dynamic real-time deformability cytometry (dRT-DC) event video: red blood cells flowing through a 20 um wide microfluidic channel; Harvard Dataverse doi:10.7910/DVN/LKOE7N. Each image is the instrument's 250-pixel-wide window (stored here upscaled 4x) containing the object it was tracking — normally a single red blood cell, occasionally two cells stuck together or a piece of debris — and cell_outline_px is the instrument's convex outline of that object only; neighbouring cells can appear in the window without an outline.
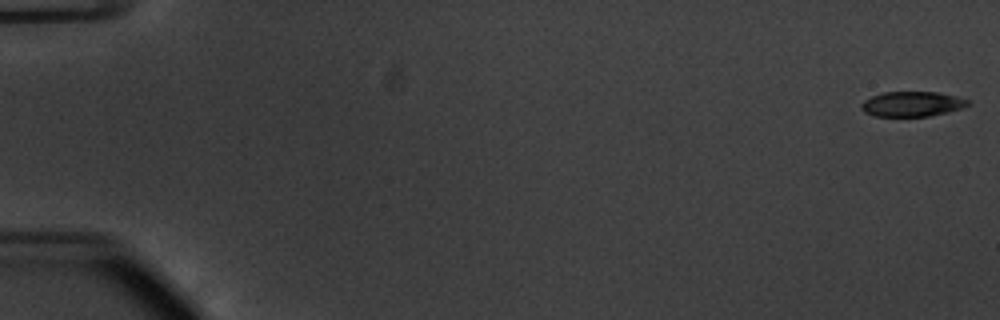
{"species": "common noctule bat (a hibernating species)", "species_latin": "Nyctalus noctula", "temperature_condition": "warm", "stored_images_in_passage": 54, "camera_frame_rate_fps": 3000, "um_per_image_px": 0.085, "animal": {"sex": "male", "body_mass_g": 20.1, "forearm_length_mm": 53.5}, "frame": {"image": 1, "passage_image": 1, "time_ms": 0.0, "image_size_px": [1000, 320], "cell_outline_px": [[968, 104], [960, 108], [948, 112], [928, 116], [876, 116], [864, 112], [860, 108], [860, 104], [864, 100], [872, 96], [884, 92], [936, 92], [956, 96], [968, 100]], "centroid_in_image_um": [77.48, 8.84], "position_along_channel_um": 7.5, "area_um2": 15.37}}
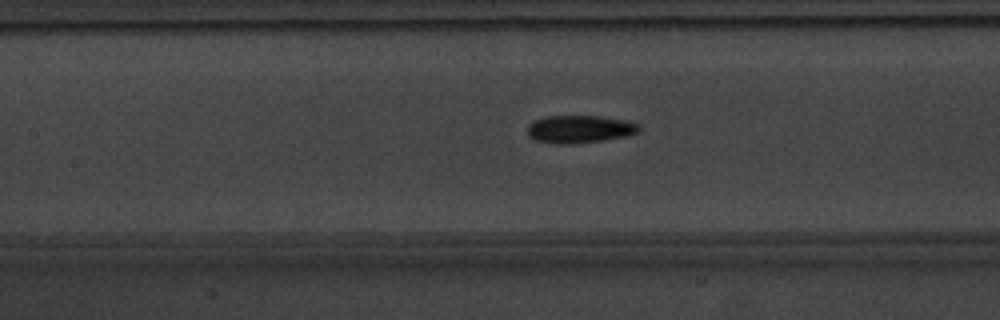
{"frame": {"image": 2, "passage_image": 26, "time_ms": 8.333, "image_size_px": [1000, 320], "cell_outline_px": [[640, 132], [628, 136], [604, 140], [568, 144], [556, 144], [536, 140], [528, 136], [528, 124], [536, 120], [548, 116], [600, 116], [624, 120], [640, 124]], "centroid_in_image_um": [49.3, 10.98], "position_along_channel_um": 158.1, "area_um2": 18.03}}
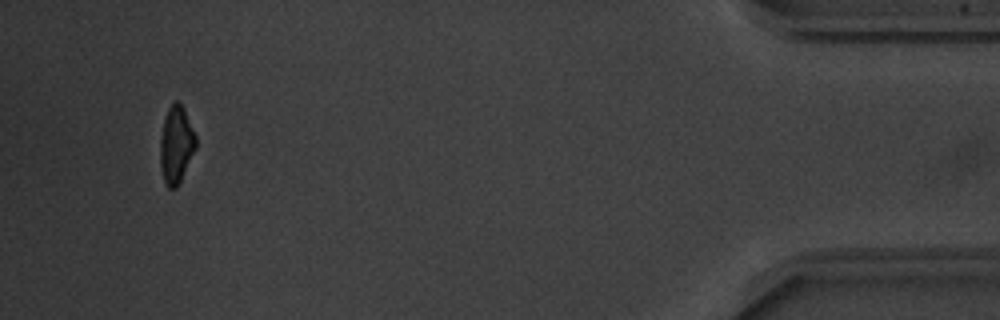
{"frame": {"image": 3, "passage_image": 52, "time_ms": 17.0, "image_size_px": [1000, 320], "cell_outline_px": [[196, 148], [176, 188], [168, 188], [164, 180], [160, 164], [160, 140], [164, 116], [172, 100], [180, 100], [184, 108], [196, 136]], "centroid_in_image_um": [14.97, 12.22], "position_along_channel_um": 420.2, "area_um2": 16.13}, "authors_computed_cell_mechanics": {"area_um2": 17.1088, "velocity_mm_per_s": 3.8038, "shape_relaxation_time_tau1_ms": 3.8974, "shape_relaxation_time_tau2_ms": 3.7643, "deformation_change_tau1": 0.1455, "deformation_change_tau2": 0.0923}}